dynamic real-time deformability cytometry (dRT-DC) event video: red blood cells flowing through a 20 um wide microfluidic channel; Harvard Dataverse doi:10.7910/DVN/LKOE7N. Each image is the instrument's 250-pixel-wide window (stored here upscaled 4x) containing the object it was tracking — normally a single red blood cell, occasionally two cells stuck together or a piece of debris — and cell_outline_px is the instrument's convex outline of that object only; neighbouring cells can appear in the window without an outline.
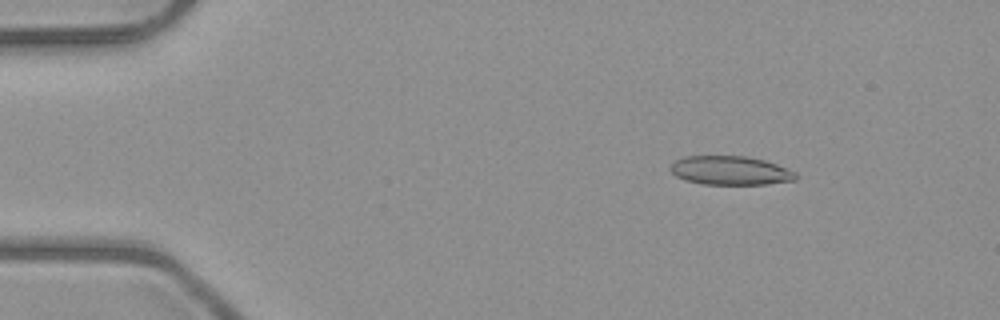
{"species": "common noctule bat (a hibernating species)", "species_latin": "Nyctalus noctula", "temperature_condition": "room temperature", "stored_images_in_passage": 5, "camera_frame_rate_fps": 3000, "um_per_image_px": 0.085, "animal": {"sex": "male", "body_mass_g": 23.1, "forearm_length_mm": 52.7}, "frame": {"image": 1, "passage_image": 2, "time_ms": 1.0, "image_size_px": [1000, 320], "cell_outline_px": [[796, 180], [768, 184], [704, 184], [684, 180], [676, 176], [668, 168], [676, 160], [684, 156], [744, 156], [764, 160], [776, 164], [796, 172]], "centroid_in_image_um": [62.06, 14.49], "position_along_channel_um": 22.9, "area_um2": 21.04}}
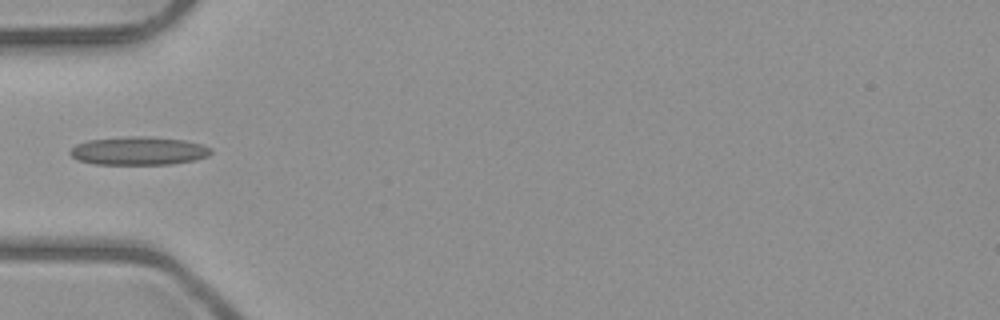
{"frame": {"image": 2, "passage_image": 4, "time_ms": 4.333, "image_size_px": [1000, 320], "cell_outline_px": [[212, 152], [208, 156], [196, 160], [172, 164], [96, 164], [80, 160], [72, 156], [68, 152], [76, 144], [88, 140], [128, 136], [148, 136], [184, 140], [200, 144], [212, 148]], "centroid_in_image_um": [11.81, 12.82], "position_along_channel_um": 73.2, "area_um2": 23.24}}
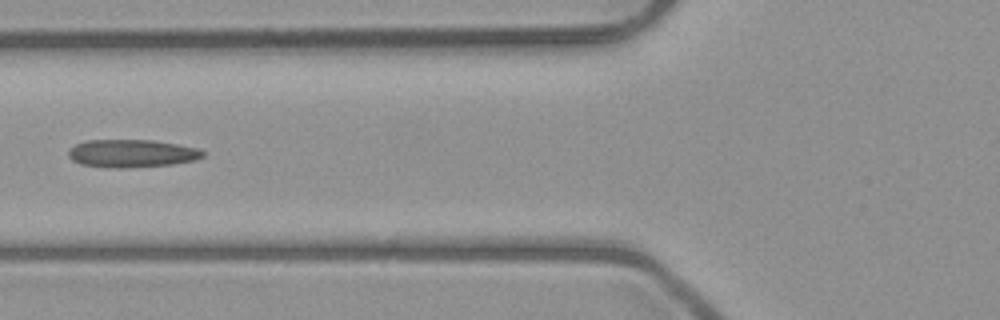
{"frame": {"image": 3, "passage_image": 5, "time_ms": 5.333, "image_size_px": [1000, 320], "cell_outline_px": [[204, 156], [196, 160], [172, 164], [120, 168], [108, 168], [80, 164], [72, 160], [68, 156], [68, 152], [76, 144], [88, 140], [152, 140], [176, 144], [196, 148], [204, 152]], "centroid_in_image_um": [11.18, 13.04], "position_along_channel_um": 114.6, "area_um2": 21.68}}